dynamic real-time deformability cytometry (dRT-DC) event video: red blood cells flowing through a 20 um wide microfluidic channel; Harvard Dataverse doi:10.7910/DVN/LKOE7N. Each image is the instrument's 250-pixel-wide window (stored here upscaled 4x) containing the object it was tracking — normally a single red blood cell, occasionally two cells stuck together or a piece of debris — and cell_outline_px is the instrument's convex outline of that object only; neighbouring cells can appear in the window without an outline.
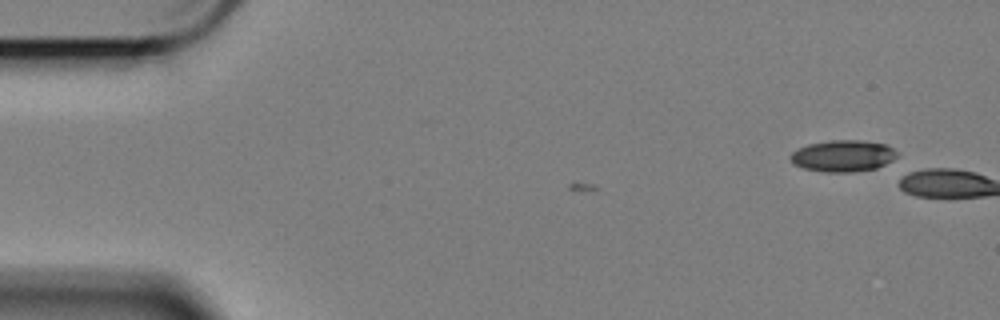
{"species": "Egyptian fruit bat (a non-hibernating species)", "species_latin": "Rousettus aegyptiacus", "temperature_condition": "cold", "stored_images_in_passage": 2, "camera_frame_rate_fps": 3000, "um_per_image_px": 0.085, "animal": {"sex": "female"}, "frame": {"image": 1, "passage_image": 2, "time_ms": 0.333, "image_size_px": [1000, 320], "cell_outline_px": [[900, 152], [892, 160], [876, 168], [852, 172], [824, 172], [804, 168], [792, 164], [788, 156], [792, 152], [808, 144], [832, 140], [860, 140], [888, 144]], "centroid_in_image_um": [71.66, 13.24], "position_along_channel_um": 13.3, "area_um2": 19.77}}